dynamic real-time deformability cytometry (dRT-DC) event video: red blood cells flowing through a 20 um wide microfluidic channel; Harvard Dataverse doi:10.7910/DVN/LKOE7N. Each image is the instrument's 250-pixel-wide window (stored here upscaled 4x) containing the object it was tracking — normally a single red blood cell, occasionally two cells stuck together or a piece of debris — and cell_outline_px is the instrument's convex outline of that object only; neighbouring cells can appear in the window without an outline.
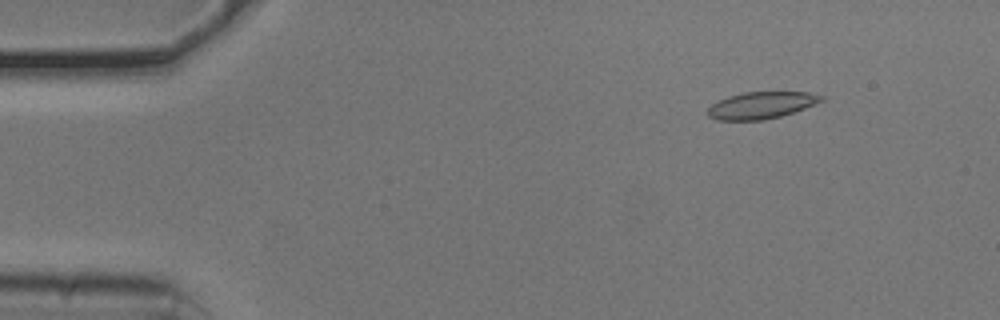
{"species": "common noctule bat (a hibernating species)", "species_latin": "Nyctalus noctula", "temperature_condition": "cold", "stored_images_in_passage": 54, "camera_frame_rate_fps": 3000, "um_per_image_px": 0.085, "animal": {"sex": "male", "body_mass_g": 20.5, "forearm_length_mm": 52.5}, "frame": {"image": 1, "passage_image": 7, "time_ms": 2.0, "image_size_px": [1000, 320], "cell_outline_px": [[824, 100], [816, 104], [780, 116], [764, 120], [716, 120], [708, 116], [704, 112], [712, 104], [728, 96], [744, 92], [808, 92], [824, 96]], "centroid_in_image_um": [64.68, 8.95], "position_along_channel_um": 20.3, "area_um2": 17.8}}
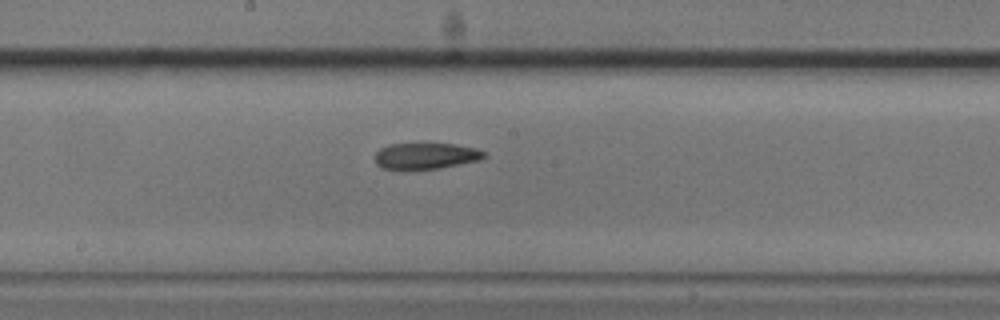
{"frame": {"image": 2, "passage_image": 29, "time_ms": 9.333, "image_size_px": [1000, 320], "cell_outline_px": [[488, 156], [480, 160], [440, 168], [380, 168], [376, 164], [376, 152], [380, 148], [388, 144], [456, 144], [476, 148], [488, 152]], "centroid_in_image_um": [36.26, 13.23], "position_along_channel_um": 211.9, "area_um2": 16.53}}
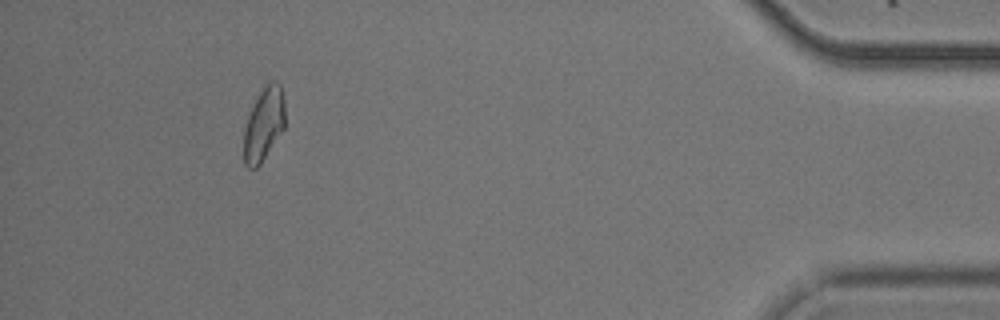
{"frame": {"image": 3, "passage_image": 50, "time_ms": 16.333, "image_size_px": [1000, 320], "cell_outline_px": [[284, 128], [260, 164], [256, 168], [248, 168], [244, 164], [244, 128], [248, 116], [264, 84], [272, 80], [276, 80], [280, 84], [284, 100]], "centroid_in_image_um": [22.42, 10.54], "position_along_channel_um": 412.8, "area_um2": 17.46}, "authors_computed_cell_mechanics": {"area_um2": 18.1492, "velocity_mm_per_s": 3.7454, "shape_relaxation_time_tau1_ms": null, "shape_relaxation_time_tau2_ms": 6.1353, "deformation_change_tau1": null, "deformation_change_tau2": 0.1314}}